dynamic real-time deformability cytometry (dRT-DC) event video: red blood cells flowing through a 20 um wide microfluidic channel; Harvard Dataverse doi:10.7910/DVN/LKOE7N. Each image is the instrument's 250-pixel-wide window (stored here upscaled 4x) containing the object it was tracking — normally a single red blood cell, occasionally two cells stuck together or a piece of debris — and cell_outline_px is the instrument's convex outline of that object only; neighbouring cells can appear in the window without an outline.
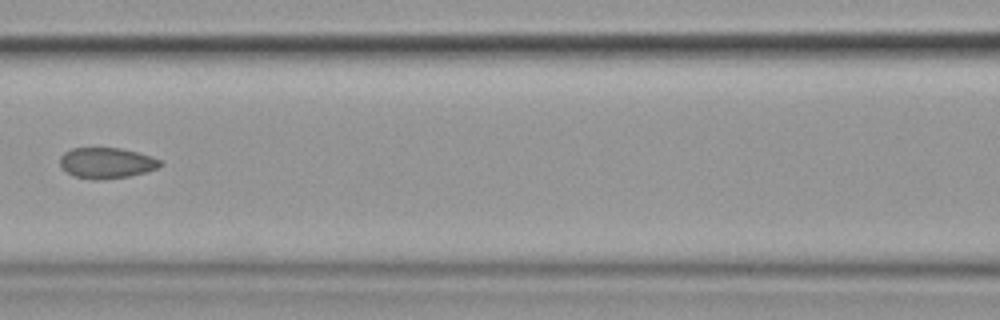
{"species": "common noctule bat (a hibernating species)", "species_latin": "Nyctalus noctula", "temperature_condition": "cold", "stored_images_in_passage": 9, "camera_frame_rate_fps": 3000, "um_per_image_px": 0.085, "animal": {"sex": "female", "body_mass_g": 19.9}, "frame": {"image": 1, "passage_image": 6, "time_ms": 6.0, "image_size_px": [1000, 320], "cell_outline_px": [[164, 164], [156, 168], [144, 172], [128, 176], [104, 180], [92, 180], [72, 176], [60, 164], [60, 156], [64, 152], [72, 148], [120, 148], [136, 152], [160, 160]], "centroid_in_image_um": [9.02, 13.86], "position_along_channel_um": 157.6, "area_um2": 17.86}}
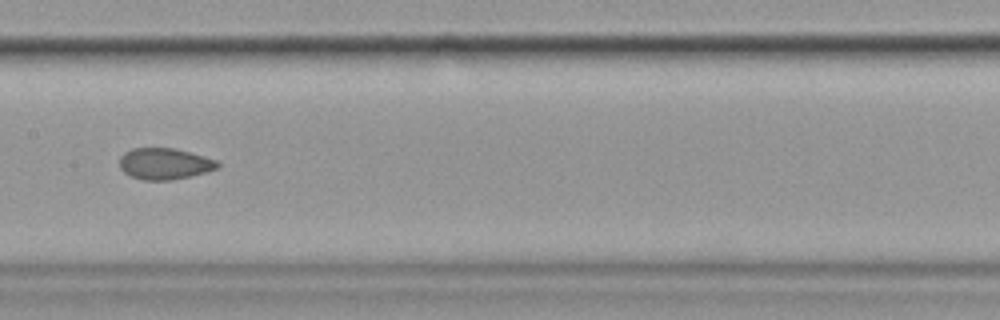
{"frame": {"image": 2, "passage_image": 7, "time_ms": 7.0, "image_size_px": [1000, 320], "cell_outline_px": [[220, 164], [216, 168], [208, 172], [172, 180], [144, 180], [132, 176], [124, 172], [120, 168], [120, 156], [124, 152], [132, 148], [172, 148], [204, 156], [216, 160]], "centroid_in_image_um": [13.98, 13.92], "position_along_channel_um": 193.4, "area_um2": 17.8}}
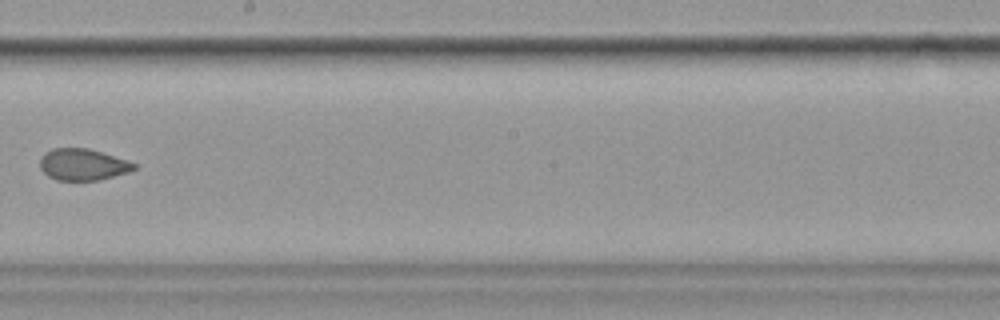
{"frame": {"image": 3, "passage_image": 8, "time_ms": 8.333, "image_size_px": [1000, 320], "cell_outline_px": [[136, 168], [128, 172], [96, 180], [56, 180], [48, 176], [40, 168], [40, 156], [44, 152], [52, 148], [88, 148], [136, 164]], "centroid_in_image_um": [6.96, 13.98], "position_along_channel_um": 241.2, "area_um2": 17.05}}